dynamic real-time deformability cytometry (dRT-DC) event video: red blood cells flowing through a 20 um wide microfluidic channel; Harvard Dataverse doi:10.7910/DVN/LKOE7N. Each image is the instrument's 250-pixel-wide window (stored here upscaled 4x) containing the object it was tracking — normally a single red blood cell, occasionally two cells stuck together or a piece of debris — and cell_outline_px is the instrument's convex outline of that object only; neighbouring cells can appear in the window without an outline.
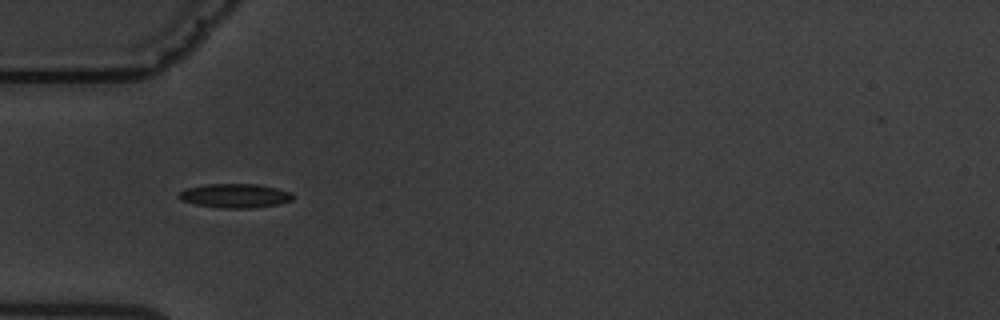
{"species": "common noctule bat (a hibernating species)", "species_latin": "Nyctalus noctula", "temperature_condition": "warm", "stored_images_in_passage": 5, "camera_frame_rate_fps": 3000, "um_per_image_px": 0.085, "animal": {"sex": "male", "body_mass_g": 19.5, "forearm_length_mm": 54.6}, "frame": {"image": 1, "passage_image": 1, "time_ms": 0.0, "image_size_px": [1000, 320], "cell_outline_px": [[292, 200], [276, 204], [252, 208], [224, 208], [196, 204], [180, 200], [176, 196], [180, 192], [188, 188], [208, 184], [256, 184], [276, 188], [292, 192]], "centroid_in_image_um": [19.96, 16.63], "position_along_channel_um": 65.0, "area_um2": 15.78}}
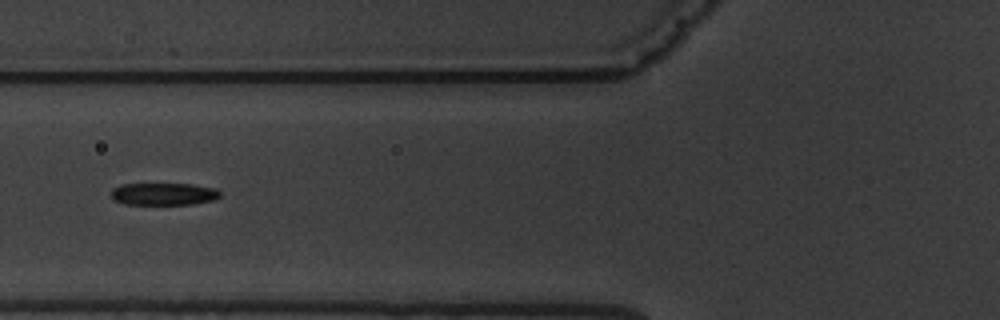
{"frame": {"image": 2, "passage_image": 2, "time_ms": 1.333, "image_size_px": [1000, 320], "cell_outline_px": [[220, 196], [212, 200], [192, 204], [124, 204], [112, 200], [112, 188], [120, 184], [192, 184], [216, 188], [220, 192]], "centroid_in_image_um": [13.88, 16.48], "position_along_channel_um": 111.9, "area_um2": 14.16}}
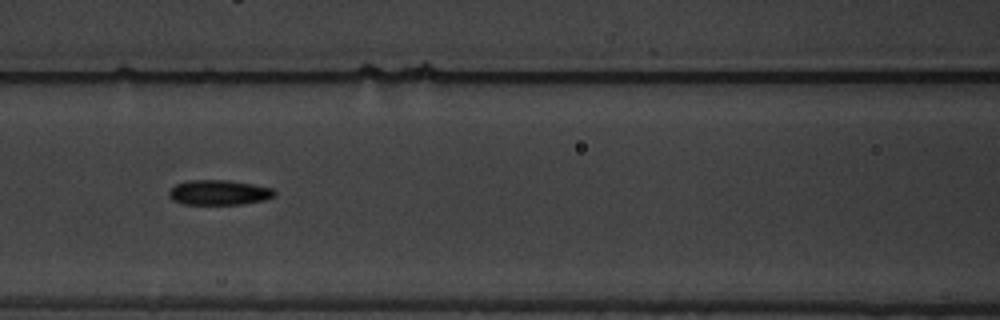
{"frame": {"image": 3, "passage_image": 3, "time_ms": 2.333, "image_size_px": [1000, 320], "cell_outline_px": [[276, 196], [264, 200], [240, 204], [184, 204], [172, 200], [168, 196], [168, 192], [176, 184], [188, 180], [228, 180], [252, 184], [272, 188], [276, 192]], "centroid_in_image_um": [18.61, 16.36], "position_along_channel_um": 148.0, "area_um2": 15.37}}